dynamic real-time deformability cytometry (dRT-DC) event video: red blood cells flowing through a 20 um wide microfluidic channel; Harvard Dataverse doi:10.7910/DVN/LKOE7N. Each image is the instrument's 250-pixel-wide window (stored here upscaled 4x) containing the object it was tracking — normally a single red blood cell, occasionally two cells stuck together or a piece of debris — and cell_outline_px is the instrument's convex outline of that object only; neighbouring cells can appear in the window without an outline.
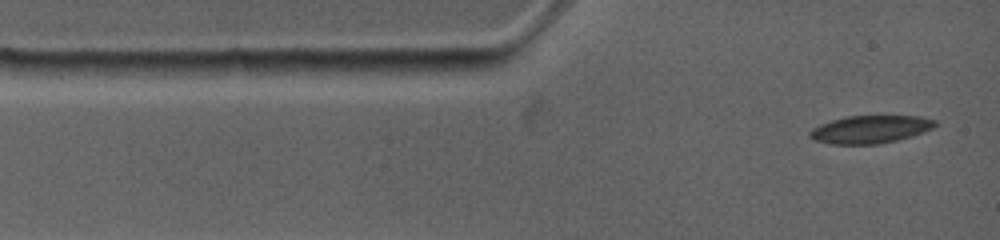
{"species": "common noctule bat (a hibernating species)", "species_latin": "Nyctalus noctula", "temperature_condition": "warm", "stored_images_in_passage": 19, "camera_frame_rate_fps": 4500, "um_per_image_px": 0.085, "animal": {"sex": "female", "body_mass_g": 19.0, "forearm_length_mm": 53.3}, "frame": {"image": 1, "passage_image": 1, "time_ms": 0.0, "image_size_px": [1000, 240], "cell_outline_px": [[936, 124], [932, 128], [896, 140], [876, 144], [832, 144], [816, 140], [812, 136], [812, 132], [816, 128], [824, 124], [836, 120], [852, 116], [912, 116], [932, 120]], "centroid_in_image_um": [74.0, 11.0], "position_along_channel_um": 11.0, "area_um2": 19.07}}
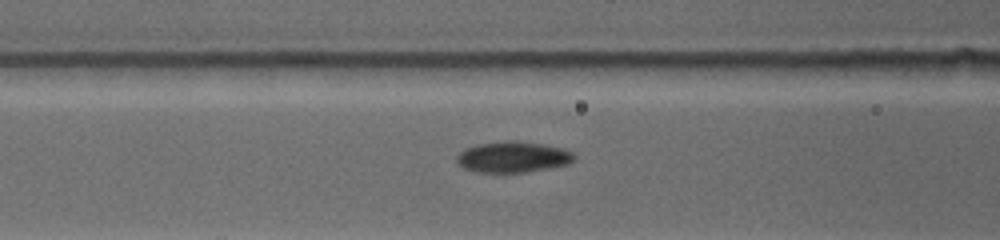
{"frame": {"image": 2, "passage_image": 11, "time_ms": 3.778, "image_size_px": [1000, 240], "cell_outline_px": [[572, 160], [568, 164], [524, 172], [476, 172], [464, 168], [456, 160], [468, 148], [484, 144], [532, 144], [556, 148], [568, 152], [572, 156]], "centroid_in_image_um": [43.55, 13.43], "position_along_channel_um": 123.0, "area_um2": 19.02}}
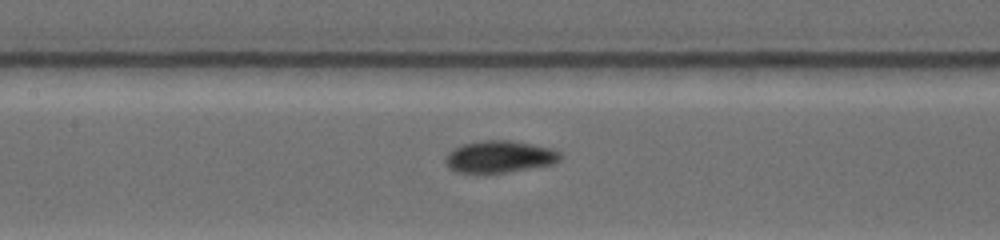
{"frame": {"image": 3, "passage_image": 16, "time_ms": 4.889, "image_size_px": [1000, 240], "cell_outline_px": [[560, 156], [552, 164], [484, 176], [476, 176], [456, 172], [448, 164], [448, 156], [456, 148], [464, 144], [520, 144], [544, 148], [556, 152]], "centroid_in_image_um": [42.37, 13.47], "position_along_channel_um": 165.0, "area_um2": 19.54}}